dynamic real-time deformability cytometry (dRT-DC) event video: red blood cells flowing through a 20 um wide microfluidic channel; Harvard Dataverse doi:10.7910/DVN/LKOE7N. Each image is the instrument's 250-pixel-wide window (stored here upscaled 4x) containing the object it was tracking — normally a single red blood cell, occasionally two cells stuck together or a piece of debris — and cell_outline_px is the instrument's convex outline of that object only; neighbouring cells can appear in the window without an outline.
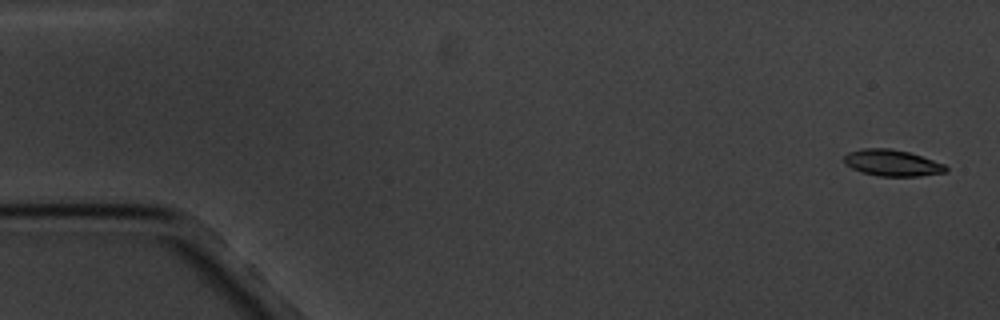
{"species": "common noctule bat (a hibernating species)", "species_latin": "Nyctalus noctula", "temperature_condition": "cold", "stored_images_in_passage": 6, "segment_of_instrument_passage": [1, 2], "camera_frame_rate_fps": 3000, "um_per_image_px": 0.085, "animal": {"sex": "male", "body_mass_g": 20.1, "forearm_length_mm": 53.5}, "frame": {"image": 1, "passage_image": 1, "time_ms": 0.0, "image_size_px": [1000, 320], "cell_outline_px": [[948, 172], [920, 176], [880, 176], [860, 172], [844, 164], [844, 156], [848, 152], [864, 148], [892, 148], [908, 152], [944, 164], [948, 168]], "centroid_in_image_um": [75.82, 13.85], "position_along_channel_um": 9.2, "area_um2": 15.66}}